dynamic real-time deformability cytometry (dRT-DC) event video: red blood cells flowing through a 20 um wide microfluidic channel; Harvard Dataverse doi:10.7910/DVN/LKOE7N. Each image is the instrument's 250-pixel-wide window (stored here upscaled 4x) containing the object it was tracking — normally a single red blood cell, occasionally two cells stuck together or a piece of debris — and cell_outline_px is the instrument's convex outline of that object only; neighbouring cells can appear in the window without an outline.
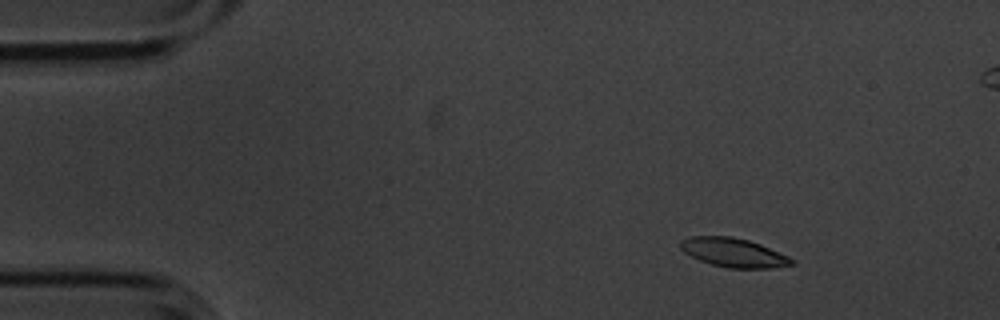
{"species": "common noctule bat (a hibernating species)", "species_latin": "Nyctalus noctula", "temperature_condition": "cold", "stored_images_in_passage": 12, "segment_of_instrument_passage": [1, 2], "camera_frame_rate_fps": 3000, "um_per_image_px": 0.085, "animal": {"sex": "male", "body_mass_g": 20.1, "forearm_length_mm": 53.5}, "frame": {"image": 1, "passage_image": 1, "time_ms": 0.0, "image_size_px": [1000, 320], "cell_outline_px": [[796, 264], [772, 268], [728, 268], [712, 264], [700, 260], [684, 252], [680, 248], [680, 240], [688, 236], [732, 236], [748, 240], [760, 244], [788, 256], [796, 260]], "centroid_in_image_um": [62.36, 21.47], "position_along_channel_um": 22.6, "area_um2": 18.84}}
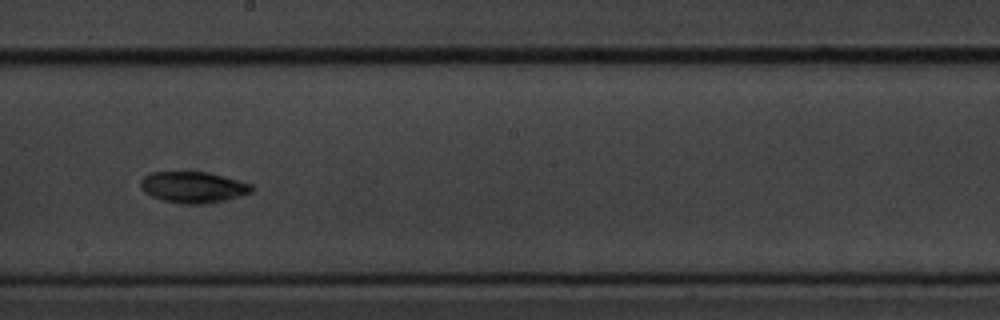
{"frame": {"image": 2, "passage_image": 7, "time_ms": 2.0, "image_size_px": [1000, 320], "cell_outline_px": [[256, 188], [252, 192], [228, 200], [200, 204], [180, 204], [160, 200], [144, 192], [140, 184], [140, 180], [144, 176], [152, 172], [208, 172], [224, 176], [252, 184]], "centroid_in_image_um": [16.44, 15.92], "position_along_channel_um": 231.8, "area_um2": 20.4}}
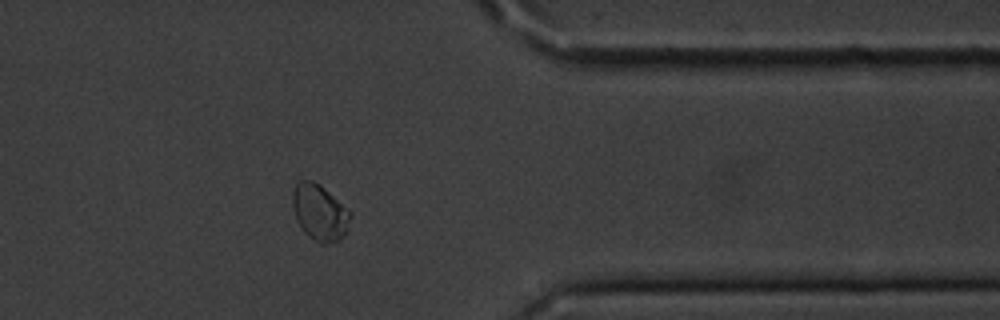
{"frame": {"image": 3, "passage_image": 11, "time_ms": 3.333, "image_size_px": [1000, 320], "cell_outline_px": [[352, 216], [344, 236], [336, 240], [324, 244], [320, 244], [308, 236], [304, 232], [296, 220], [292, 204], [292, 192], [296, 180], [312, 180], [320, 184], [352, 212]], "centroid_in_image_um": [27.15, 18.03], "position_along_channel_um": 384.2, "area_um2": 19.13}}